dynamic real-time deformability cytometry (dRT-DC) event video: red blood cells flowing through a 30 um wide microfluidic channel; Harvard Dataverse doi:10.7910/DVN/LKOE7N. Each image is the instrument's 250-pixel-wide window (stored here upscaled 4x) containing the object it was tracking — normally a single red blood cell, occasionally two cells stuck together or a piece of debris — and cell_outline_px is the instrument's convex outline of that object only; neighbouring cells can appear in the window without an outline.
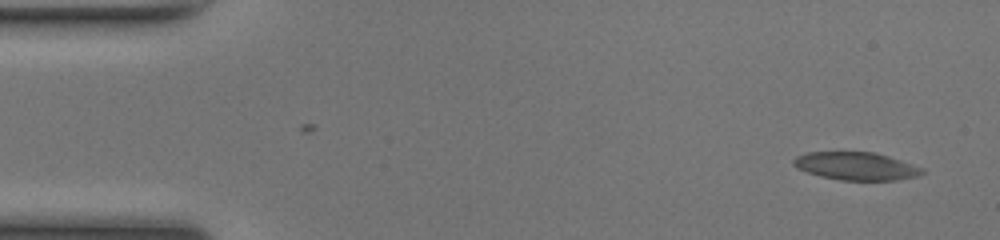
{"species": "common noctule bat (a hibernating species)", "species_latin": "Nyctalus noctula", "temperature_condition": "room temperature", "stored_images_in_passage": 48, "camera_frame_rate_fps": 3000, "um_per_image_px": 0.085, "animal": {"sex": "female", "body_mass_g": 17.0, "forearm_length_mm": 48.0}, "frame": {"image": 1, "passage_image": 1, "time_ms": 0.0, "image_size_px": [1000, 240], "cell_outline_px": [[924, 172], [916, 176], [896, 180], [840, 180], [820, 176], [808, 172], [792, 164], [792, 160], [796, 156], [808, 152], [876, 152], [924, 168]], "centroid_in_image_um": [72.77, 14.11], "position_along_channel_um": 12.2, "area_um2": 20.75}}
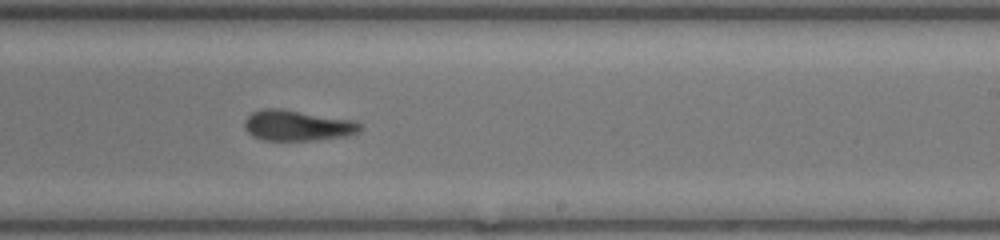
{"frame": {"image": 2, "passage_image": 28, "time_ms": 9.0, "image_size_px": [1000, 240], "cell_outline_px": [[364, 128], [360, 132], [348, 136], [316, 140], [264, 140], [252, 136], [244, 128], [244, 120], [252, 112], [264, 108], [280, 108], [356, 120], [364, 124]], "centroid_in_image_um": [25.35, 10.66], "position_along_channel_um": 263.7, "area_um2": 21.1}}
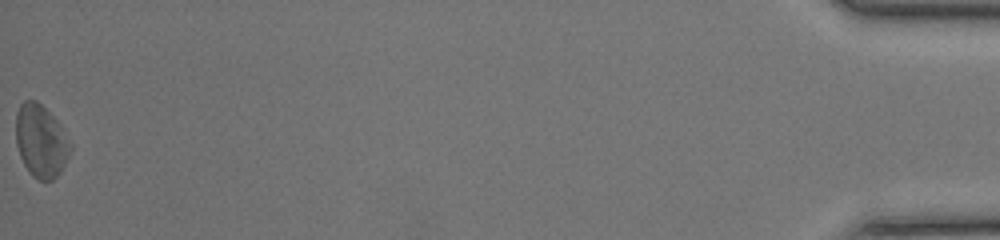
{"frame": {"image": 3, "passage_image": 48, "time_ms": 15.667, "image_size_px": [1000, 240], "cell_outline_px": [[72, 148], [60, 172], [52, 180], [40, 180], [32, 176], [28, 172], [20, 156], [16, 144], [16, 112], [20, 104], [24, 100], [36, 100], [56, 120], [72, 144]], "centroid_in_image_um": [3.46, 11.99], "position_along_channel_um": 431.7, "area_um2": 22.89}, "authors_computed_cell_mechanics": {"area_um2": 20.9814, "velocity_mm_per_s": 4.156, "shape_relaxation_time_tau1_ms": null, "shape_relaxation_time_tau2_ms": 5.4541, "deformation_change_tau1": null, "deformation_change_tau2": 0.1642}}